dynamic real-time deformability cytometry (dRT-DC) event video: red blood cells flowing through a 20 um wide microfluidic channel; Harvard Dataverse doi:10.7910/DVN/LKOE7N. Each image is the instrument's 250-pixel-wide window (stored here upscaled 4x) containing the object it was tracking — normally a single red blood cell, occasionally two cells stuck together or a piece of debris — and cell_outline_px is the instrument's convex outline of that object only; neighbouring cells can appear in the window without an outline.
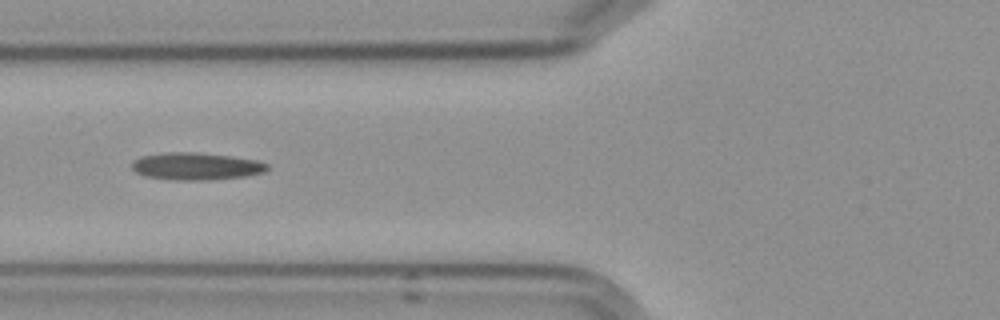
{"species": "Egyptian fruit bat (a non-hibernating species)", "species_latin": "Rousettus aegyptiacus", "temperature_condition": "cold", "stored_images_in_passage": 4, "camera_frame_rate_fps": 3000, "um_per_image_px": 0.085, "frame": {"image": 1, "passage_image": 2, "time_ms": 2.333, "image_size_px": [1000, 320], "cell_outline_px": [[268, 168], [264, 172], [244, 176], [208, 180], [172, 180], [144, 176], [136, 172], [132, 168], [132, 160], [140, 156], [168, 152], [196, 152], [232, 156], [256, 160], [268, 164]], "centroid_in_image_um": [16.63, 14.13], "position_along_channel_um": 109.2, "area_um2": 21.62}}
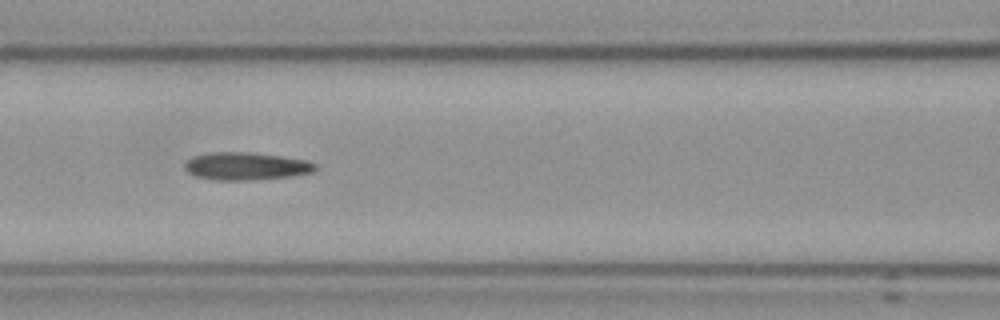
{"frame": {"image": 2, "passage_image": 3, "time_ms": 3.333, "image_size_px": [1000, 320], "cell_outline_px": [[316, 168], [312, 172], [292, 176], [256, 180], [216, 180], [196, 176], [188, 172], [184, 168], [184, 164], [192, 156], [212, 152], [248, 152], [280, 156], [304, 160], [316, 164]], "centroid_in_image_um": [20.88, 14.13], "position_along_channel_um": 145.7, "area_um2": 20.98}}